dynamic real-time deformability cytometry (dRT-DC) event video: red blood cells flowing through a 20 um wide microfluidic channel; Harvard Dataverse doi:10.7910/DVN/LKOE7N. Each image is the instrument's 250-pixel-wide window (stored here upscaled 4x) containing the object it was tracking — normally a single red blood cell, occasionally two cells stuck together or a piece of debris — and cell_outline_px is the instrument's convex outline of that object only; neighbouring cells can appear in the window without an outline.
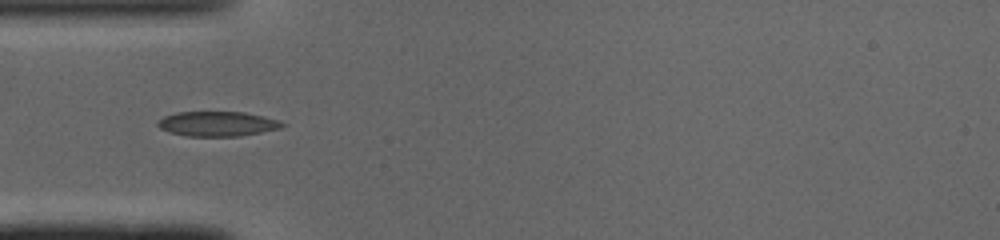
{"species": "common noctule bat (a hibernating species)", "species_latin": "Nyctalus noctula", "temperature_condition": "cold", "stored_images_in_passage": 35, "camera_frame_rate_fps": 3000, "um_per_image_px": 0.085, "animal": {"sex": "male", "body_mass_g": 19.0, "forearm_length_mm": 50.8}, "frame": {"image": 1, "passage_image": 1, "time_ms": 0.0, "image_size_px": [1000, 240], "cell_outline_px": [[288, 124], [280, 128], [240, 136], [188, 136], [168, 132], [160, 128], [156, 124], [156, 120], [164, 116], [176, 112], [244, 112], [264, 116], [280, 120]], "centroid_in_image_um": [18.47, 10.52], "position_along_channel_um": 66.5, "area_um2": 18.15}}
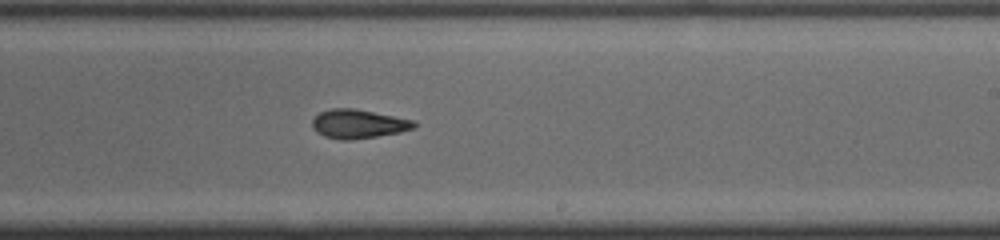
{"frame": {"image": 2, "passage_image": 15, "time_ms": 4.667, "image_size_px": [1000, 240], "cell_outline_px": [[416, 128], [400, 132], [376, 136], [348, 140], [340, 140], [324, 136], [316, 132], [312, 128], [312, 120], [320, 112], [332, 108], [356, 108], [416, 120]], "centroid_in_image_um": [30.48, 10.52], "position_along_channel_um": 258.5, "area_um2": 17.34}}
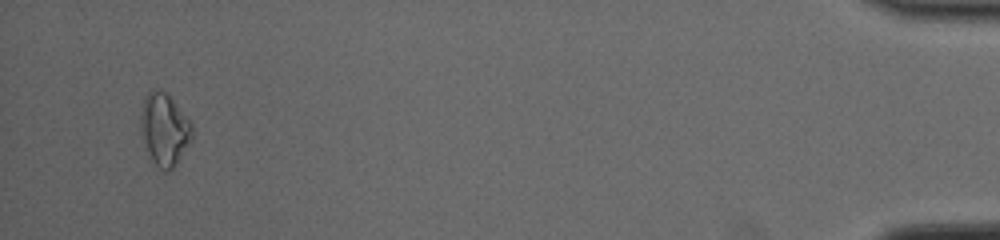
{"frame": {"image": 3, "passage_image": 33, "time_ms": 10.667, "image_size_px": [1000, 240], "cell_outline_px": [[192, 136], [172, 168], [168, 172], [160, 168], [152, 160], [144, 148], [140, 132], [140, 112], [144, 96], [148, 92], [164, 92], [172, 100], [192, 124]], "centroid_in_image_um": [13.91, 11.01], "position_along_channel_um": 421.3, "area_um2": 21.04}, "authors_computed_cell_mechanics": {"area_um2": 17.1666, "velocity_mm_per_s": 4.1138, "shape_relaxation_time_tau1_ms": 7.3629, "shape_relaxation_time_tau2_ms": 4.6469, "deformation_change_tau1": 0.1936, "deformation_change_tau2": 0.1034}}